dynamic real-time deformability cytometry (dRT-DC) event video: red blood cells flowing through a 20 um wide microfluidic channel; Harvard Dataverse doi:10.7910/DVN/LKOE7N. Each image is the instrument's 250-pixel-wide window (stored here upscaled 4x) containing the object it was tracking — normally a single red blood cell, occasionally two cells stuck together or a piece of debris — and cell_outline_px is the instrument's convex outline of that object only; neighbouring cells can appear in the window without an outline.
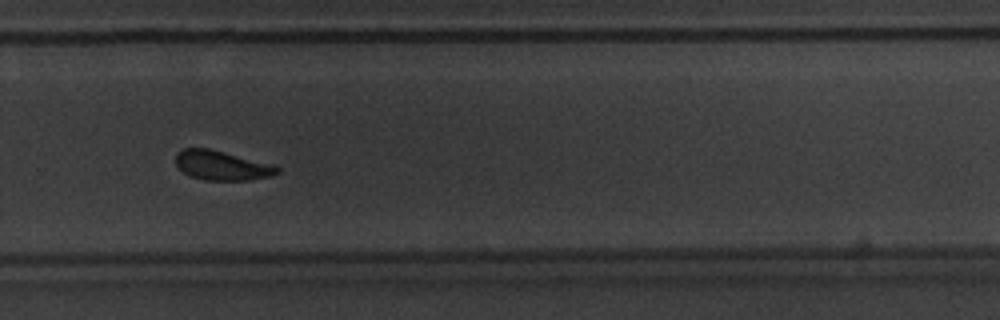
{"species": "common noctule bat (a hibernating species)", "species_latin": "Nyctalus noctula", "temperature_condition": "warm", "stored_images_in_passage": 39, "camera_frame_rate_fps": 3000, "um_per_image_px": 0.085, "animal": {"sex": "male", "body_mass_g": 20.1, "forearm_length_mm": 53.5}, "frame": {"image": 1, "passage_image": 28, "time_ms": 9.0, "image_size_px": [1000, 320], "cell_outline_px": [[280, 172], [272, 176], [248, 180], [204, 180], [192, 176], [184, 172], [176, 164], [176, 152], [184, 148], [208, 148], [276, 164], [280, 168]], "centroid_in_image_um": [18.92, 14.06], "position_along_channel_um": 310.9, "area_um2": 17.57}, "authors_computed_cell_mechanics": {"area_um2": 18.3226, "velocity_mm_per_s": 3.9372, "shape_relaxation_time_tau1_ms": 2.5047, "shape_relaxation_time_tau2_ms": 0.637, "deformation_change_tau1": 0.1158, "deformation_change_tau2": 0.0577}}